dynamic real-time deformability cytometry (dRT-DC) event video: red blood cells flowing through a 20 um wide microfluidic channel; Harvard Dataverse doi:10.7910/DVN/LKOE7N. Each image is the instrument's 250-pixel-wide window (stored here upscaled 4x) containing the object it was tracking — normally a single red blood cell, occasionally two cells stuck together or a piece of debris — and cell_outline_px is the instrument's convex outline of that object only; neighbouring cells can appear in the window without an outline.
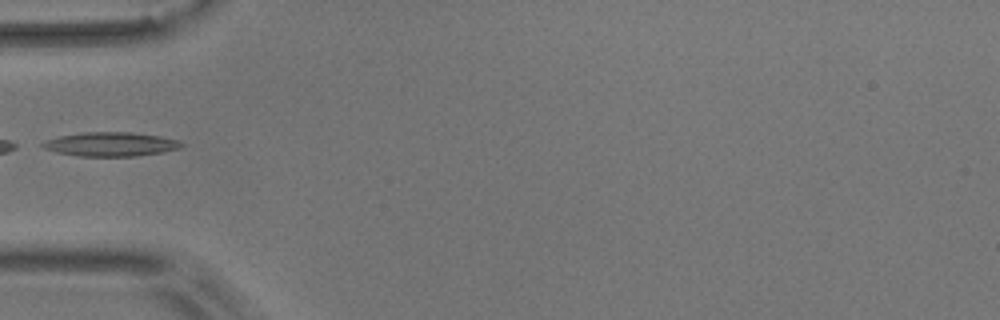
{"species": "common noctule bat (a hibernating species)", "species_latin": "Nyctalus noctula", "temperature_condition": "room temperature", "stored_images_in_passage": 6, "camera_frame_rate_fps": 3000, "um_per_image_px": 0.085, "animal": {"sex": "male", "body_mass_g": 17.9}, "frame": {"image": 1, "passage_image": 5, "time_ms": 5.0, "image_size_px": [1000, 320], "cell_outline_px": [[184, 144], [180, 148], [160, 152], [136, 156], [80, 156], [56, 152], [44, 148], [40, 144], [44, 140], [60, 136], [84, 132], [132, 132], [160, 136], [176, 140]], "centroid_in_image_um": [9.38, 12.25], "position_along_channel_um": 75.6, "area_um2": 19.31}}
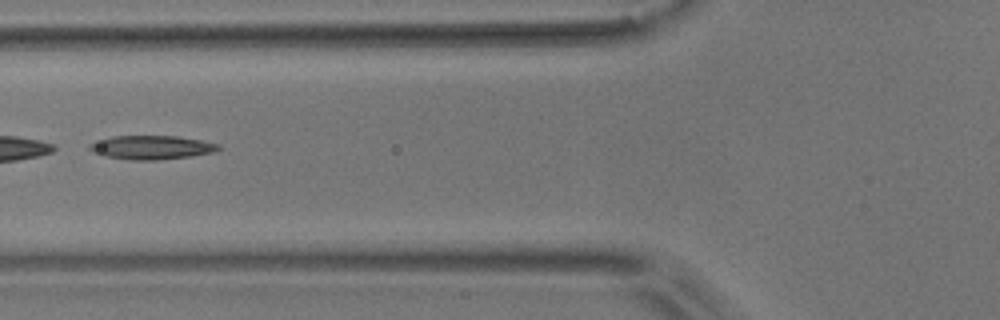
{"frame": {"image": 2, "passage_image": 6, "time_ms": 6.0, "image_size_px": [1000, 320], "cell_outline_px": [[220, 148], [212, 152], [192, 156], [156, 160], [128, 160], [104, 156], [92, 152], [88, 148], [88, 144], [112, 136], [176, 136], [200, 140], [220, 144]], "centroid_in_image_um": [12.84, 12.53], "position_along_channel_um": 113.0, "area_um2": 17.86}}